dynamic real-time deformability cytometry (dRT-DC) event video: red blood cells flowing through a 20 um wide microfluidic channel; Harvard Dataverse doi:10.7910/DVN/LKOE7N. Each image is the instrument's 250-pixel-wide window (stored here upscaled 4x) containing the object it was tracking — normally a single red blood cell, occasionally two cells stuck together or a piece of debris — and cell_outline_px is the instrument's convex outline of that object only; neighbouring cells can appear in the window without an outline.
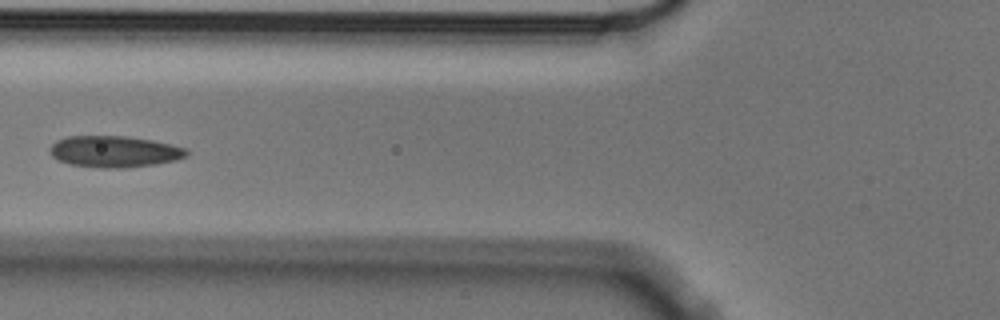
{"species": "Egyptian fruit bat (a non-hibernating species)", "species_latin": "Rousettus aegyptiacus", "temperature_condition": "cold", "stored_images_in_passage": 9, "camera_frame_rate_fps": 3000, "um_per_image_px": 0.085, "animal": {"sex": "male"}, "frame": {"image": 1, "passage_image": 6, "time_ms": 1.667, "image_size_px": [1000, 320], "cell_outline_px": [[188, 156], [176, 160], [156, 164], [124, 168], [100, 168], [68, 164], [52, 156], [52, 144], [56, 140], [68, 136], [128, 136], [152, 140], [172, 144], [188, 148]], "centroid_in_image_um": [9.78, 12.88], "position_along_channel_um": 116.0, "area_um2": 25.14}}
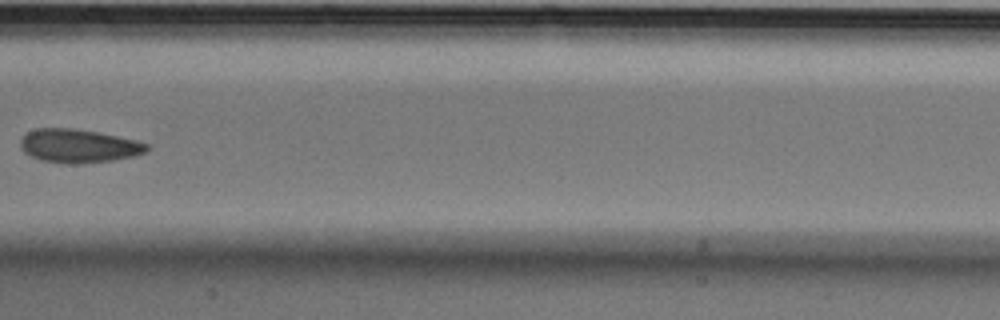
{"frame": {"image": 2, "passage_image": 8, "time_ms": 2.333, "image_size_px": [1000, 320], "cell_outline_px": [[152, 148], [136, 156], [112, 160], [68, 164], [40, 160], [24, 152], [20, 148], [20, 140], [28, 132], [36, 128], [72, 128], [96, 132], [136, 140], [148, 144]], "centroid_in_image_um": [6.68, 12.4], "position_along_channel_um": 200.7, "area_um2": 24.57}}
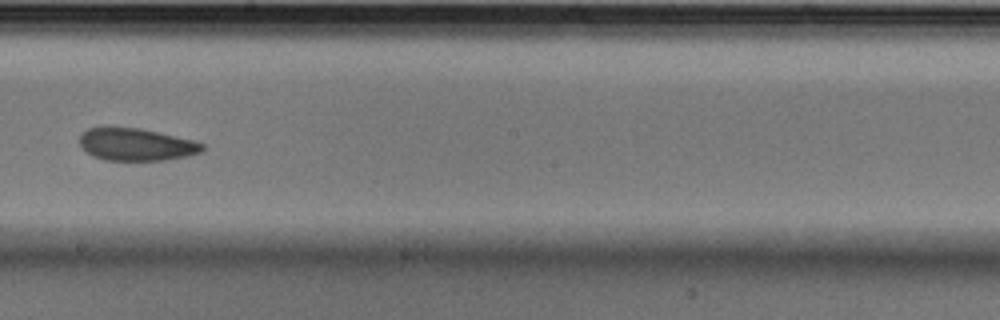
{"frame": {"image": 3, "passage_image": 9, "time_ms": 2.667, "image_size_px": [1000, 320], "cell_outline_px": [[204, 148], [200, 152], [188, 156], [164, 160], [104, 160], [92, 156], [80, 144], [80, 136], [88, 128], [140, 128], [192, 140], [204, 144]], "centroid_in_image_um": [11.59, 12.29], "position_along_channel_um": 236.6, "area_um2": 22.77}}